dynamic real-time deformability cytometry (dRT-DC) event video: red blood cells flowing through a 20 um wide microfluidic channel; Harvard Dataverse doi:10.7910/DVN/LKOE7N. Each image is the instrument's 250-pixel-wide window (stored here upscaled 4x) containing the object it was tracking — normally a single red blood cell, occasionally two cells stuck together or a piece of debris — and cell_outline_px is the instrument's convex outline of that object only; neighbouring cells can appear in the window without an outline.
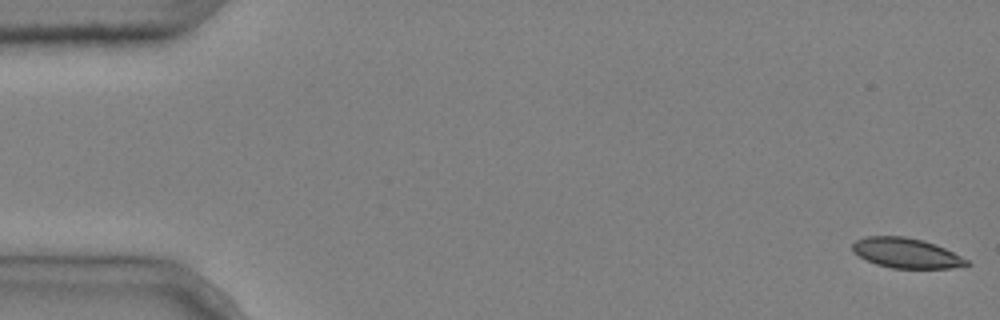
{"species": "common noctule bat (a hibernating species)", "species_latin": "Nyctalus noctula", "temperature_condition": "cold", "stored_images_in_passage": 3, "camera_frame_rate_fps": 3000, "um_per_image_px": 0.085, "animal": {"sex": "male", "body_mass_g": 20.4}, "frame": {"image": 1, "passage_image": 1, "time_ms": 0.0, "image_size_px": [1000, 320], "cell_outline_px": [[972, 264], [952, 268], [892, 268], [876, 264], [852, 252], [852, 244], [856, 240], [864, 236], [904, 236], [924, 240], [944, 248], [968, 260]], "centroid_in_image_um": [77.01, 21.5], "position_along_channel_um": 8.0, "area_um2": 19.88}}
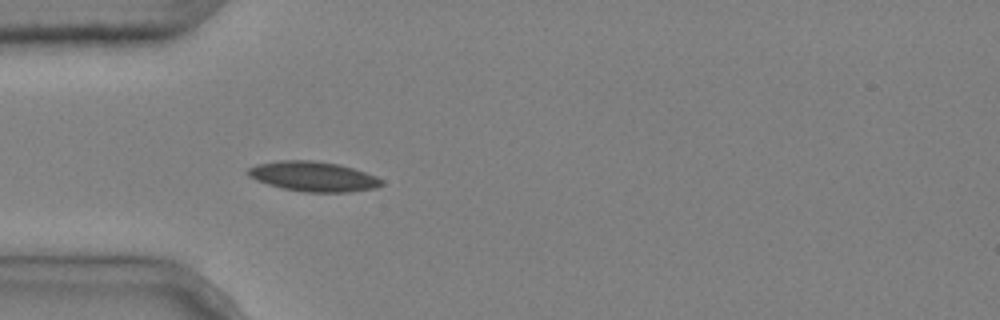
{"frame": {"image": 2, "passage_image": 3, "time_ms": 0.667, "image_size_px": [1000, 320], "cell_outline_px": [[384, 184], [376, 188], [348, 192], [304, 192], [284, 188], [268, 184], [256, 180], [248, 176], [244, 172], [248, 168], [256, 164], [280, 160], [312, 160], [340, 164], [376, 176], [384, 180]], "centroid_in_image_um": [26.62, 14.99], "position_along_channel_um": 58.4, "area_um2": 23.41}}